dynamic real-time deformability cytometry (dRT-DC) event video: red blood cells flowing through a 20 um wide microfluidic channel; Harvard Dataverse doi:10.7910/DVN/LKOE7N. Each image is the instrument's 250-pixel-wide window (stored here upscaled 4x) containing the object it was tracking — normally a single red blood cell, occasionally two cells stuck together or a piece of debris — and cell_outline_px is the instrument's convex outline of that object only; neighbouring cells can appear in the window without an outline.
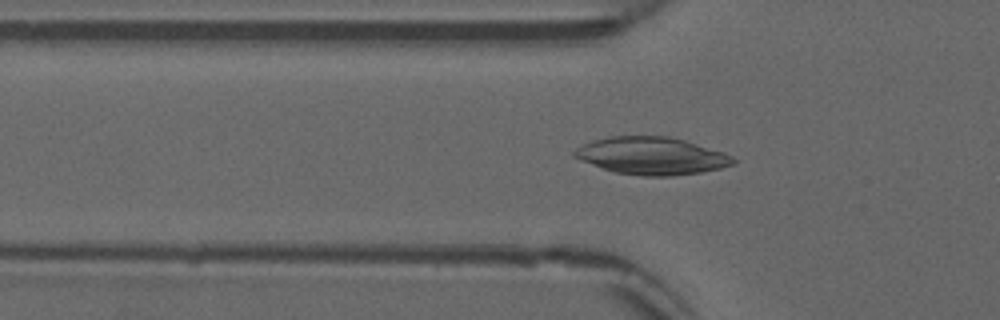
{"species": "common noctule bat (a hibernating species)", "species_latin": "Nyctalus noctula", "temperature_condition": "warm", "stored_images_in_passage": 52, "camera_frame_rate_fps": 3000, "um_per_image_px": 0.085, "animal": {"sex": "male", "forearm_length_mm": 52.5}, "frame": {"image": 1, "passage_image": 17, "time_ms": 5.333, "image_size_px": [1000, 320], "cell_outline_px": [[736, 160], [732, 164], [720, 168], [700, 172], [672, 176], [644, 176], [616, 172], [580, 160], [572, 156], [572, 152], [580, 144], [608, 136], [668, 136], [684, 140], [724, 152], [732, 156]], "centroid_in_image_um": [55.36, 13.23], "position_along_channel_um": 70.4, "area_um2": 34.51}}
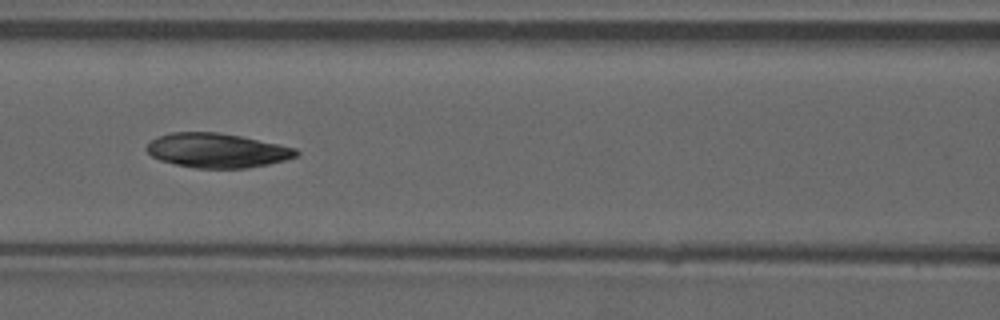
{"frame": {"image": 2, "passage_image": 23, "time_ms": 7.333, "image_size_px": [1000, 320], "cell_outline_px": [[300, 156], [268, 164], [248, 168], [196, 168], [176, 164], [160, 160], [152, 156], [144, 148], [156, 136], [172, 132], [220, 132], [240, 136], [296, 148], [300, 152]], "centroid_in_image_um": [18.45, 12.79], "position_along_channel_um": 148.2, "area_um2": 30.0}}
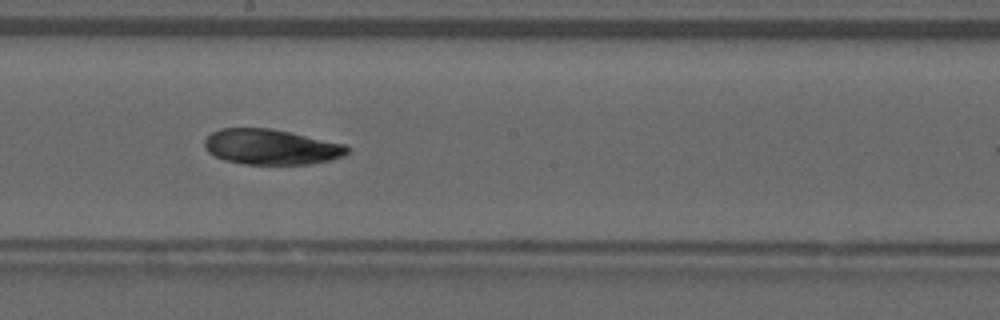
{"frame": {"image": 3, "passage_image": 29, "time_ms": 9.333, "image_size_px": [1000, 320], "cell_outline_px": [[348, 152], [344, 156], [332, 160], [308, 164], [244, 164], [224, 160], [208, 152], [204, 148], [204, 140], [212, 132], [220, 128], [268, 128], [288, 132], [344, 144], [348, 148]], "centroid_in_image_um": [23.01, 12.49], "position_along_channel_um": 225.2, "area_um2": 29.25}}